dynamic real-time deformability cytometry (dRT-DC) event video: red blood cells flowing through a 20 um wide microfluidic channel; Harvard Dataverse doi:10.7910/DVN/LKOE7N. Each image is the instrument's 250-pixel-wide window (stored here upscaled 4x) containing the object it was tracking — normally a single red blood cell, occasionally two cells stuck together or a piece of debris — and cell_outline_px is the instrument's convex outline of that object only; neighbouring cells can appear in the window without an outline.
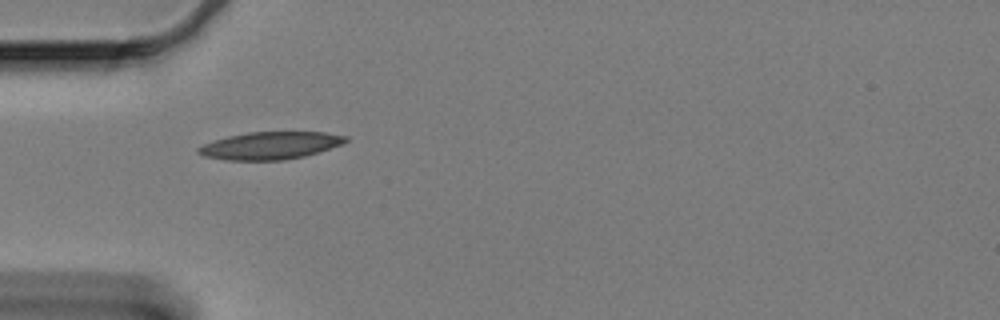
{"species": "Egyptian fruit bat (a non-hibernating species)", "species_latin": "Rousettus aegyptiacus", "temperature_condition": "cold", "stored_images_in_passage": 43, "camera_frame_rate_fps": 3000, "um_per_image_px": 0.085, "animal": {"sex": "female"}, "frame": {"image": 1, "passage_image": 1, "time_ms": 0.0, "image_size_px": [1000, 320], "cell_outline_px": [[348, 140], [340, 144], [304, 156], [284, 160], [224, 160], [204, 156], [196, 152], [196, 148], [204, 144], [228, 136], [248, 132], [324, 132], [348, 136]], "centroid_in_image_um": [22.93, 12.37], "position_along_channel_um": 62.1, "area_um2": 23.35}}
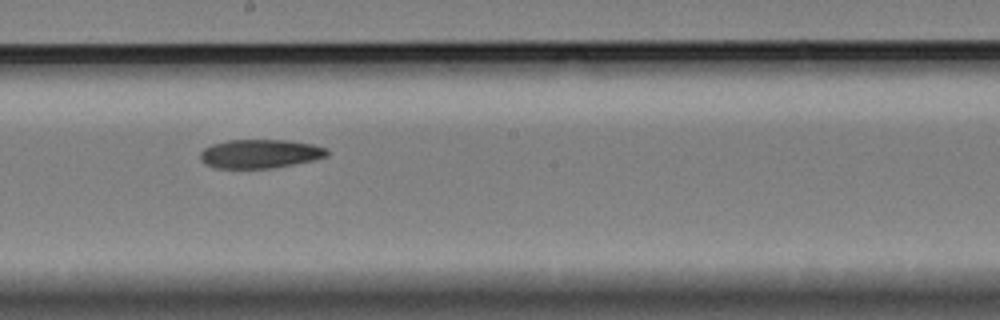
{"frame": {"image": 2, "passage_image": 16, "time_ms": 5.0, "image_size_px": [1000, 320], "cell_outline_px": [[328, 156], [312, 160], [272, 168], [216, 168], [204, 164], [200, 160], [200, 152], [204, 148], [212, 144], [228, 140], [288, 140], [312, 144], [328, 148]], "centroid_in_image_um": [22.08, 13.06], "position_along_channel_um": 226.1, "area_um2": 21.33}}
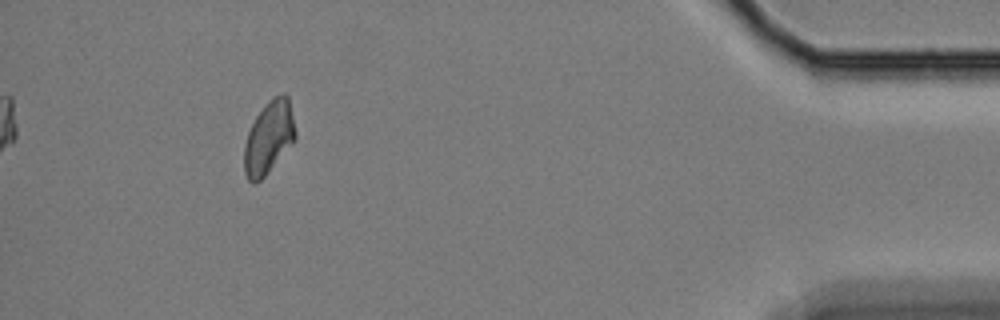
{"frame": {"image": 3, "passage_image": 38, "time_ms": 12.333, "image_size_px": [1000, 320], "cell_outline_px": [[296, 136], [292, 144], [268, 172], [256, 184], [252, 184], [248, 180], [244, 172], [244, 144], [248, 132], [256, 116], [264, 104], [272, 96], [284, 92], [288, 96], [296, 132]], "centroid_in_image_um": [22.84, 11.68], "position_along_channel_um": 412.4, "area_um2": 21.79}, "authors_computed_cell_mechanics": {"area_um2": 21.7906, "velocity_mm_per_s": 3.3157, "shape_relaxation_time_tau1_ms": null, "shape_relaxation_time_tau2_ms": 5.9521, "deformation_change_tau1": null, "deformation_change_tau2": 0.0958}}